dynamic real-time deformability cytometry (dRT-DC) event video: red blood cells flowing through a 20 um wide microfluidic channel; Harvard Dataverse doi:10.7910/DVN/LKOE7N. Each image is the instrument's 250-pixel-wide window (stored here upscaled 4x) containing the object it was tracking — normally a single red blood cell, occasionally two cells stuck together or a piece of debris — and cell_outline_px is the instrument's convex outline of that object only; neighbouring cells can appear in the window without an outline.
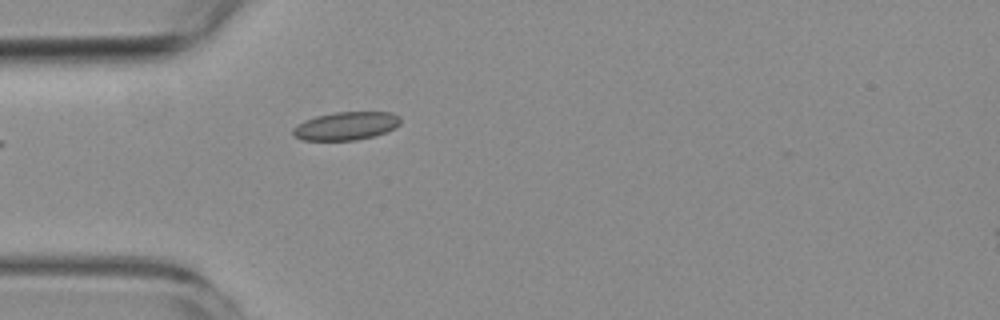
{"species": "common noctule bat (a hibernating species)", "species_latin": "Nyctalus noctula", "temperature_condition": "room temperature", "stored_images_in_passage": 1, "camera_frame_rate_fps": 3000, "um_per_image_px": 0.085, "animal": {"sex": "female", "body_mass_g": 19.3, "forearm_length_mm": 54.1}, "frame": {"image": 1, "passage_image": 1, "time_ms": 0.0, "image_size_px": [1000, 320], "cell_outline_px": [[400, 124], [396, 128], [372, 136], [356, 140], [304, 140], [296, 136], [292, 132], [292, 128], [296, 124], [304, 120], [316, 116], [336, 112], [392, 112], [400, 116]], "centroid_in_image_um": [29.41, 10.69], "position_along_channel_um": 55.6, "area_um2": 17.63}}